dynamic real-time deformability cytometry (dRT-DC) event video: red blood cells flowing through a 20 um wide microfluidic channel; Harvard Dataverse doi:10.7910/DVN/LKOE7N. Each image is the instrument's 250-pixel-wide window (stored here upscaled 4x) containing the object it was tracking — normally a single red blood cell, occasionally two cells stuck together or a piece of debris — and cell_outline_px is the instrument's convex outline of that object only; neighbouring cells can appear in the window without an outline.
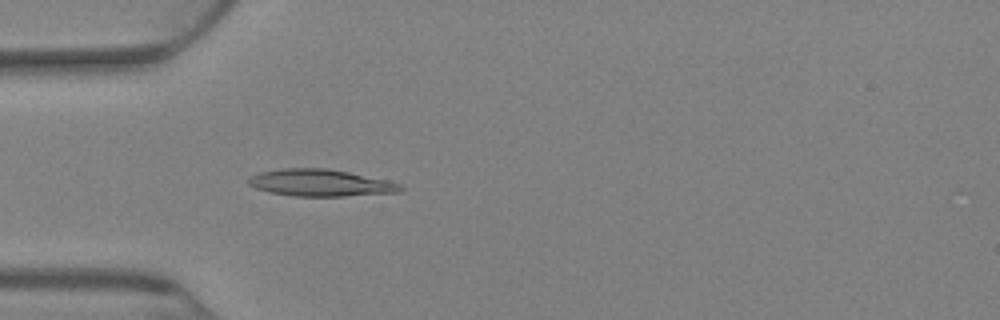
{"species": "Egyptian fruit bat (a non-hibernating species)", "species_latin": "Rousettus aegyptiacus", "temperature_condition": "warm", "stored_images_in_passage": 61, "camera_frame_rate_fps": 3000, "um_per_image_px": 0.085, "animal": {"sex": "female"}, "frame": {"image": 1, "passage_image": 8, "time_ms": 2.333, "image_size_px": [1000, 320], "cell_outline_px": [[404, 188], [400, 192], [344, 196], [292, 196], [272, 192], [256, 188], [248, 184], [248, 180], [252, 176], [260, 172], [284, 168], [328, 168], [392, 180], [400, 184]], "centroid_in_image_um": [27.31, 15.53], "position_along_channel_um": 57.7, "area_um2": 23.93}}
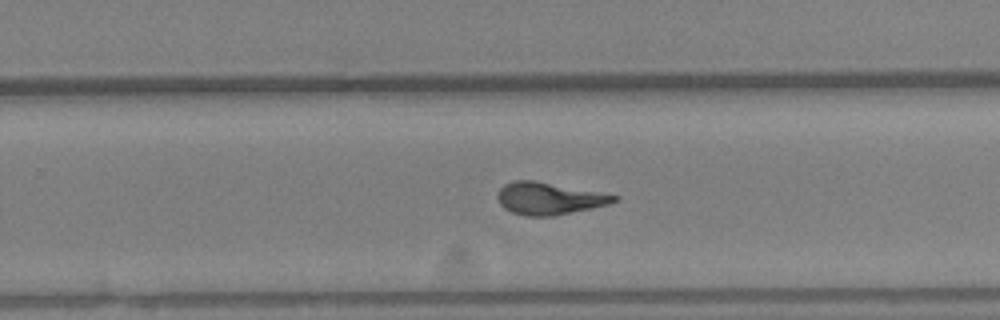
{"frame": {"image": 2, "passage_image": 34, "time_ms": 11.0, "image_size_px": [1000, 320], "cell_outline_px": [[620, 200], [608, 204], [592, 208], [552, 216], [524, 216], [512, 212], [504, 208], [500, 204], [496, 196], [500, 188], [504, 184], [512, 180], [532, 180], [620, 196]], "centroid_in_image_um": [46.64, 16.87], "position_along_channel_um": 283.2, "area_um2": 21.73}}
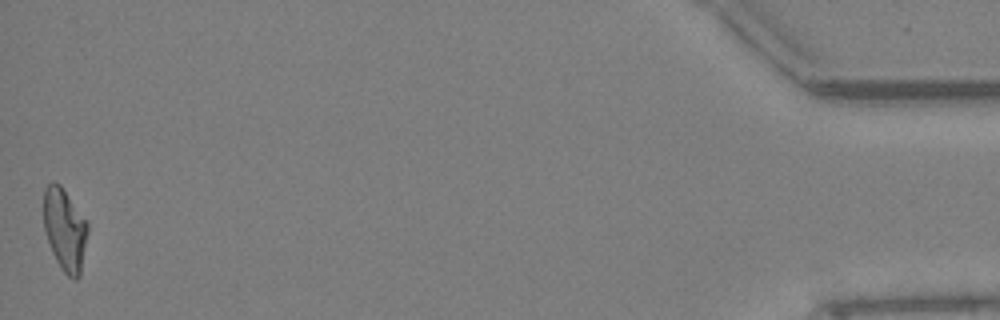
{"frame": {"image": 3, "passage_image": 61, "time_ms": 20.0, "image_size_px": [1000, 320], "cell_outline_px": [[88, 232], [80, 276], [76, 280], [72, 280], [60, 268], [52, 252], [44, 228], [44, 188], [48, 184], [60, 184], [88, 220]], "centroid_in_image_um": [5.54, 19.53], "position_along_channel_um": 429.7, "area_um2": 21.27}, "authors_computed_cell_mechanics": {"area_um2": 21.5594, "velocity_mm_per_s": 2.6609, "shape_relaxation_time_tau1_ms": null, "shape_relaxation_time_tau2_ms": 2.1379, "deformation_change_tau1": null, "deformation_change_tau2": 0.0853}}